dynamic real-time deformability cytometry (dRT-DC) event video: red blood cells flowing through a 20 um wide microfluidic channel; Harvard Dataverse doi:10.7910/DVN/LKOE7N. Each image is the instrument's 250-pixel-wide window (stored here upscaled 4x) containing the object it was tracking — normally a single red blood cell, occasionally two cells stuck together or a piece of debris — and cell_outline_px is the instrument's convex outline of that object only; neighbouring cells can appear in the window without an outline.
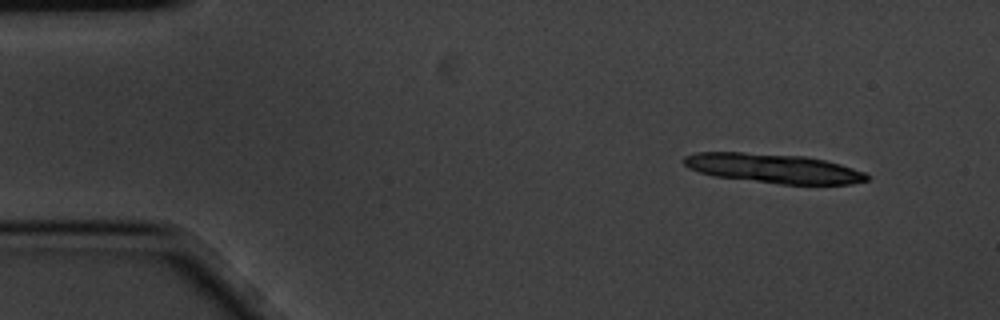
{"species": "common noctule bat (a hibernating species)", "species_latin": "Nyctalus noctula", "temperature_condition": "cold", "stored_images_in_passage": 3, "camera_frame_rate_fps": 3000, "um_per_image_px": 0.085, "animal": {"sex": "male", "body_mass_g": 20.1, "forearm_length_mm": 53.5}, "frame": {"image": 1, "passage_image": 1, "time_ms": 0.0, "image_size_px": [1000, 320], "cell_outline_px": [[868, 180], [852, 184], [780, 184], [716, 176], [700, 172], [688, 168], [684, 164], [684, 156], [696, 152], [744, 152], [804, 156], [824, 160], [840, 164], [864, 172], [868, 176]], "centroid_in_image_um": [65.73, 14.3], "position_along_channel_um": 19.3, "area_um2": 31.1}}